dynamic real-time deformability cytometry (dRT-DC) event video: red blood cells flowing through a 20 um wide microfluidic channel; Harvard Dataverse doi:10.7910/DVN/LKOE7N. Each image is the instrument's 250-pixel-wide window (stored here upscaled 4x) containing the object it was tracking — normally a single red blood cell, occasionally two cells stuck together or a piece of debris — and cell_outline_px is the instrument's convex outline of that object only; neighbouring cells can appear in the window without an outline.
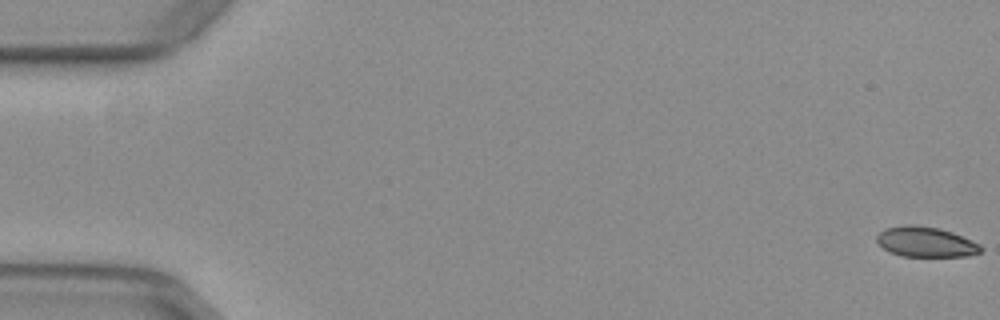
{"species": "common noctule bat (a hibernating species)", "species_latin": "Nyctalus noctula", "temperature_condition": "warm", "stored_images_in_passage": 54, "camera_frame_rate_fps": 3000, "um_per_image_px": 0.085, "animal": {"sex": "female", "body_mass_g": 29.2, "forearm_length_mm": 56.3}, "frame": {"image": 1, "passage_image": 1, "time_ms": 0.0, "image_size_px": [1000, 320], "cell_outline_px": [[984, 248], [980, 252], [968, 256], [900, 256], [888, 252], [876, 240], [876, 236], [884, 228], [904, 224], [916, 224], [940, 228], [952, 232], [980, 244]], "centroid_in_image_um": [78.67, 20.55], "position_along_channel_um": 6.3, "area_um2": 18.5}}
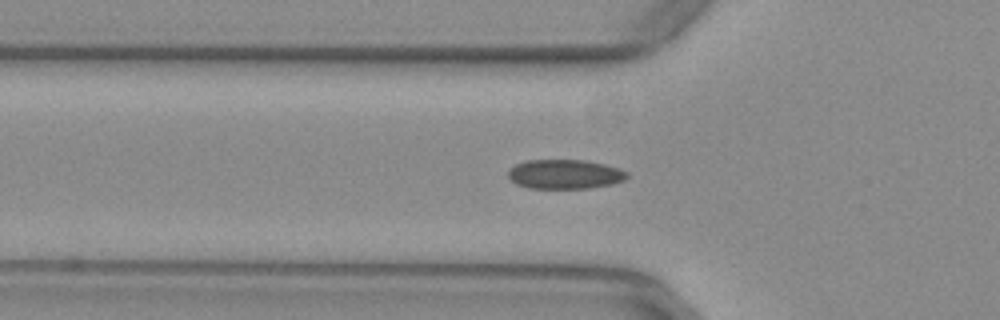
{"frame": {"image": 2, "passage_image": 19, "time_ms": 6.0, "image_size_px": [1000, 320], "cell_outline_px": [[628, 176], [624, 180], [612, 184], [588, 188], [528, 188], [516, 184], [508, 176], [508, 168], [516, 164], [528, 160], [584, 160], [604, 164], [620, 168], [628, 172]], "centroid_in_image_um": [48.01, 14.8], "position_along_channel_um": 77.8, "area_um2": 20.4}}
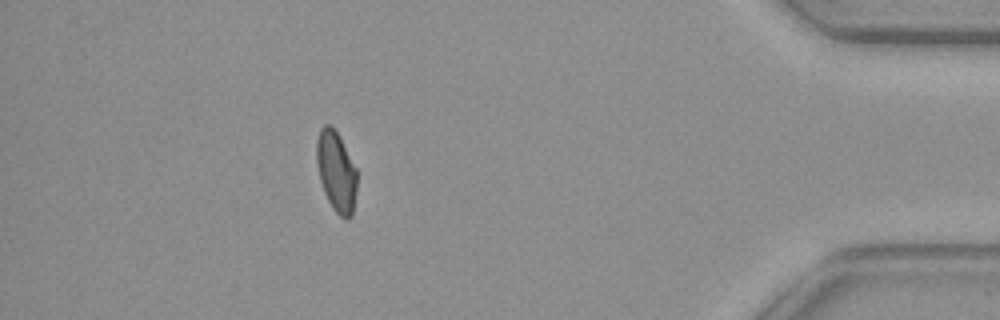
{"frame": {"image": 3, "passage_image": 48, "time_ms": 15.667, "image_size_px": [1000, 320], "cell_outline_px": [[356, 192], [352, 216], [348, 220], [340, 216], [332, 208], [324, 192], [320, 180], [316, 160], [316, 144], [320, 128], [324, 124], [328, 124], [336, 132], [356, 168]], "centroid_in_image_um": [28.57, 14.61], "position_along_channel_um": 406.6, "area_um2": 18.67}, "authors_computed_cell_mechanics": {"area_um2": 19.8254, "velocity_mm_per_s": 3.9396, "shape_relaxation_time_tau1_ms": null, "shape_relaxation_time_tau2_ms": 1.2156, "deformation_change_tau1": null, "deformation_change_tau2": 0.0521}}